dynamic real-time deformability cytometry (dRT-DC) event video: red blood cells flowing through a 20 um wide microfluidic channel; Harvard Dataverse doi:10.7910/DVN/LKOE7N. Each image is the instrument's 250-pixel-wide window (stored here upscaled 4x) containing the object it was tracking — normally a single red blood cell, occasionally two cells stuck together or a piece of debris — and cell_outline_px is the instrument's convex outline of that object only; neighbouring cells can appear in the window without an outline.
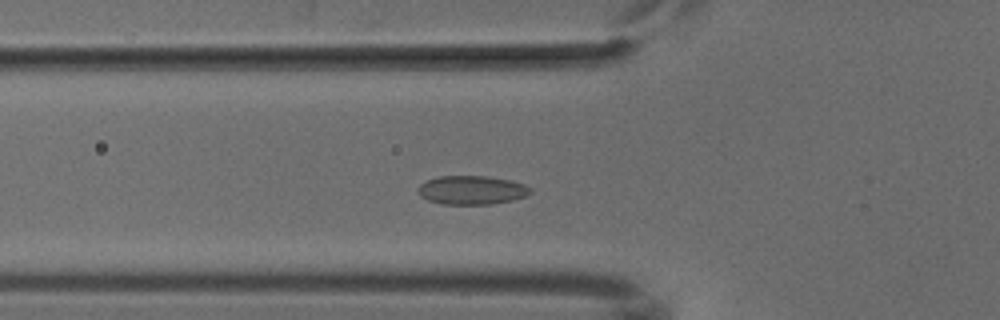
{"species": "common noctule bat (a hibernating species)", "species_latin": "Nyctalus noctula", "temperature_condition": "cold", "stored_images_in_passage": 49, "camera_frame_rate_fps": 3000, "um_per_image_px": 0.085, "animal": {"sex": "male", "body_mass_g": 18.8}, "frame": {"image": 1, "passage_image": 15, "time_ms": 4.667, "image_size_px": [1000, 320], "cell_outline_px": [[532, 192], [528, 196], [512, 200], [492, 204], [440, 204], [428, 200], [420, 196], [416, 192], [416, 188], [420, 184], [428, 180], [440, 176], [488, 176], [508, 180], [524, 184], [532, 188]], "centroid_in_image_um": [40.09, 16.16], "position_along_channel_um": 85.7, "area_um2": 19.02}}
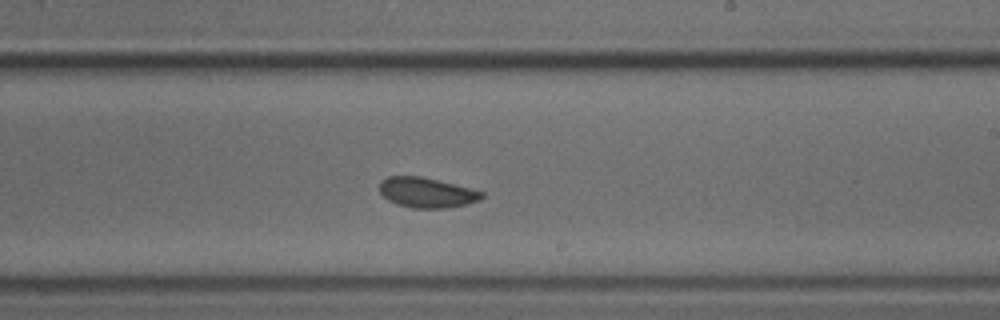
{"frame": {"image": 2, "passage_image": 28, "time_ms": 9.0, "image_size_px": [1000, 320], "cell_outline_px": [[484, 196], [480, 200], [448, 208], [412, 208], [396, 204], [388, 200], [380, 192], [380, 180], [388, 176], [420, 176], [484, 192]], "centroid_in_image_um": [36.23, 16.37], "position_along_channel_um": 252.8, "area_um2": 17.74}}
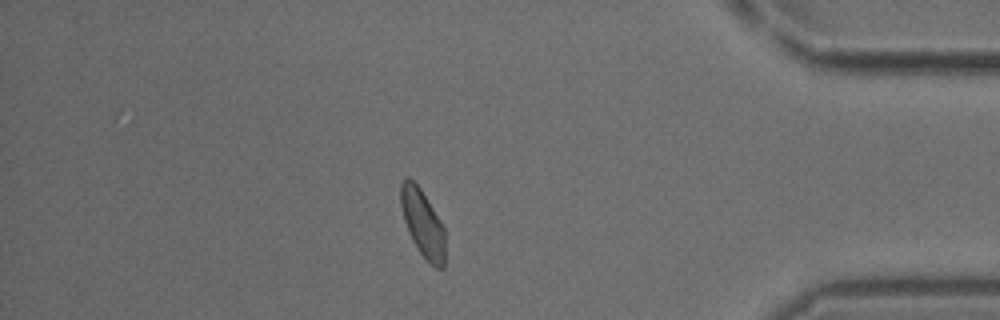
{"frame": {"image": 3, "passage_image": 42, "time_ms": 13.667, "image_size_px": [1000, 320], "cell_outline_px": [[444, 268], [436, 268], [420, 252], [412, 240], [404, 220], [400, 204], [400, 184], [404, 176], [408, 176], [420, 188], [440, 220], [444, 228]], "centroid_in_image_um": [35.9, 18.93], "position_along_channel_um": 399.3, "area_um2": 17.17}}